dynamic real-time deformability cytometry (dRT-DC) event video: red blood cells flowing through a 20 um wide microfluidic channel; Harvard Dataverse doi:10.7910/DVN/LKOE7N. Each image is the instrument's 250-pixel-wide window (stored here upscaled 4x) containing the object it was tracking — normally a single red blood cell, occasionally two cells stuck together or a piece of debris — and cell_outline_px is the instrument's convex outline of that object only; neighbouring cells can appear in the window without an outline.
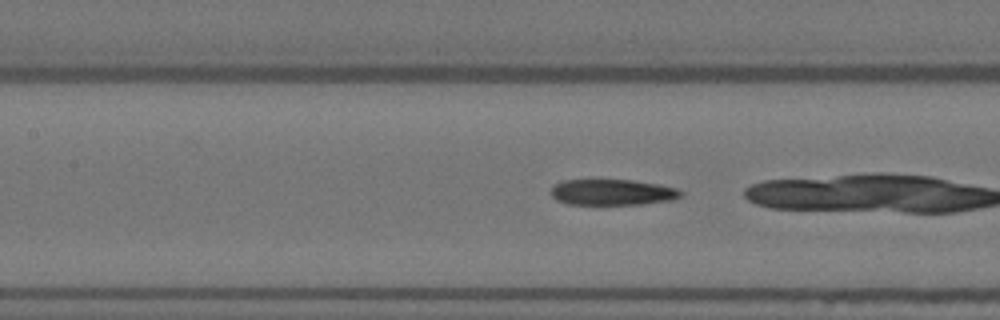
{"species": "Egyptian fruit bat (a non-hibernating species)", "species_latin": "Rousettus aegyptiacus", "temperature_condition": "warm", "stored_images_in_passage": 36, "camera_frame_rate_fps": 3000, "um_per_image_px": 0.085, "animal": {"sex": "female"}, "frame": {"image": 1, "passage_image": 22, "time_ms": 7.0, "image_size_px": [1000, 320], "cell_outline_px": [[684, 192], [680, 196], [672, 200], [640, 204], [568, 204], [556, 200], [552, 196], [552, 188], [556, 184], [564, 180], [632, 180], [656, 184], [676, 188]], "centroid_in_image_um": [52.05, 16.34], "position_along_channel_um": 155.3, "area_um2": 19.36}}